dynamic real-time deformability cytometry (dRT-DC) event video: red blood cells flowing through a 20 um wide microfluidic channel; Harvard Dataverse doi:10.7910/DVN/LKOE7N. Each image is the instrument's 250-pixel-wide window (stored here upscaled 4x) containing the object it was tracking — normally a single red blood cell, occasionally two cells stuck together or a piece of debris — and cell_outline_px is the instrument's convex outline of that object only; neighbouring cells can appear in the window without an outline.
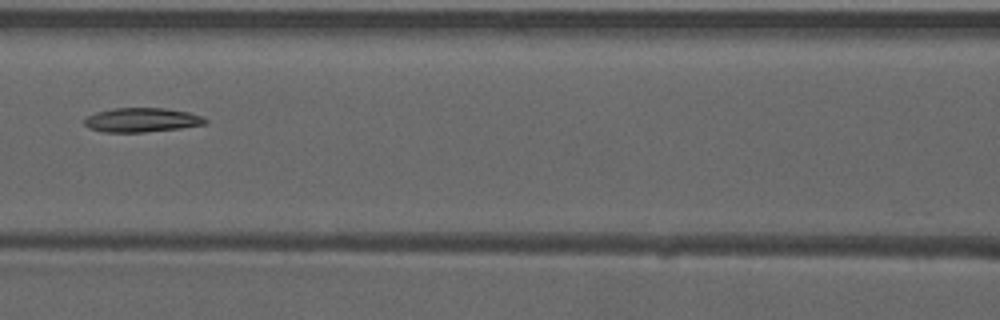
{"species": "common noctule bat (a hibernating species)", "species_latin": "Nyctalus noctula", "temperature_condition": "warm", "stored_images_in_passage": 3, "camera_frame_rate_fps": 3000, "um_per_image_px": 0.085, "animal": {"sex": "male", "forearm_length_mm": 52.5}, "frame": {"image": 1, "passage_image": 3, "time_ms": 0.667, "image_size_px": [1000, 320], "cell_outline_px": [[208, 124], [180, 128], [144, 132], [104, 132], [88, 128], [84, 124], [84, 116], [96, 112], [116, 108], [164, 108], [188, 112], [204, 116], [208, 120]], "centroid_in_image_um": [12.06, 10.2], "position_along_channel_um": 154.5, "area_um2": 17.22}}